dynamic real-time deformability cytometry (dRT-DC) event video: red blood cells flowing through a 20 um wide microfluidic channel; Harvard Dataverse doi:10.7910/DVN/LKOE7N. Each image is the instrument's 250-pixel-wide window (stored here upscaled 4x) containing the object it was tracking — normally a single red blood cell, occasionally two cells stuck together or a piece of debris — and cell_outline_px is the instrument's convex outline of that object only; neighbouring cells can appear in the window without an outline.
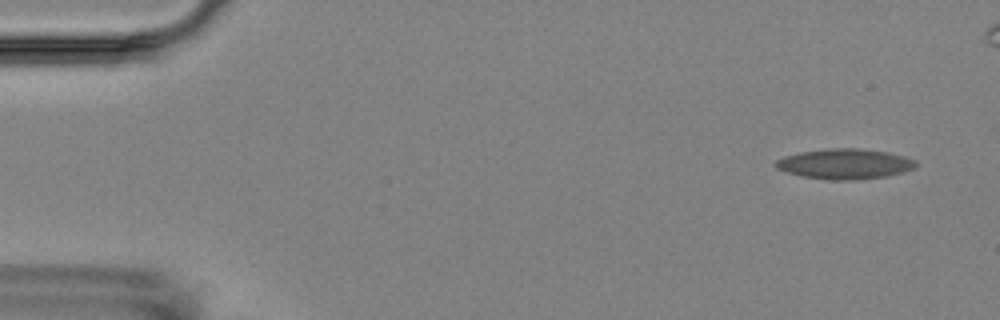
{"species": "Egyptian fruit bat (a non-hibernating species)", "species_latin": "Rousettus aegyptiacus", "temperature_condition": "room temperature", "stored_images_in_passage": 3, "camera_frame_rate_fps": 3000, "um_per_image_px": 0.085, "animal": {"sex": "female"}, "frame": {"image": 1, "passage_image": 1, "time_ms": 0.0, "image_size_px": [1000, 320], "cell_outline_px": [[916, 164], [912, 168], [904, 172], [888, 176], [856, 180], [828, 180], [804, 176], [788, 172], [776, 168], [772, 164], [776, 160], [784, 156], [800, 152], [828, 148], [860, 148], [888, 152], [904, 156], [916, 160]], "centroid_in_image_um": [71.8, 13.93], "position_along_channel_um": 13.2, "area_um2": 24.8}}